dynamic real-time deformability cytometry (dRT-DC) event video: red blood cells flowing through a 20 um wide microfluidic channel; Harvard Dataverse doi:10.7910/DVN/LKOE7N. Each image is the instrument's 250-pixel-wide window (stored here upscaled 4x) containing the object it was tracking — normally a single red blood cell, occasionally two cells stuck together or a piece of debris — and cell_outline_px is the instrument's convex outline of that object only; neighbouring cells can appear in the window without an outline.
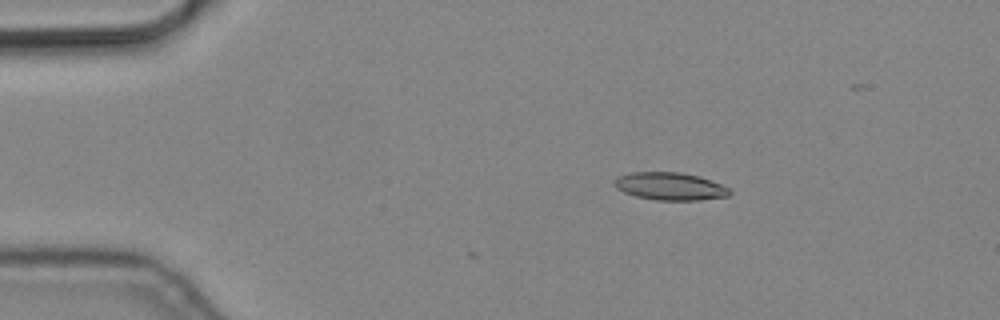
{"species": "common noctule bat (a hibernating species)", "species_latin": "Nyctalus noctula", "temperature_condition": "cold", "stored_images_in_passage": 3, "camera_frame_rate_fps": 3000, "um_per_image_px": 0.085, "animal": {"sex": "male", "body_mass_g": 19.2, "forearm_length_mm": 51.8}, "frame": {"image": 1, "passage_image": 3, "time_ms": 0.667, "image_size_px": [1000, 320], "cell_outline_px": [[732, 192], [728, 196], [700, 200], [656, 200], [636, 196], [624, 192], [616, 188], [612, 184], [612, 180], [616, 176], [628, 172], [680, 172], [700, 176], [720, 184], [728, 188]], "centroid_in_image_um": [56.89, 15.82], "position_along_channel_um": 28.1, "area_um2": 18.79}}